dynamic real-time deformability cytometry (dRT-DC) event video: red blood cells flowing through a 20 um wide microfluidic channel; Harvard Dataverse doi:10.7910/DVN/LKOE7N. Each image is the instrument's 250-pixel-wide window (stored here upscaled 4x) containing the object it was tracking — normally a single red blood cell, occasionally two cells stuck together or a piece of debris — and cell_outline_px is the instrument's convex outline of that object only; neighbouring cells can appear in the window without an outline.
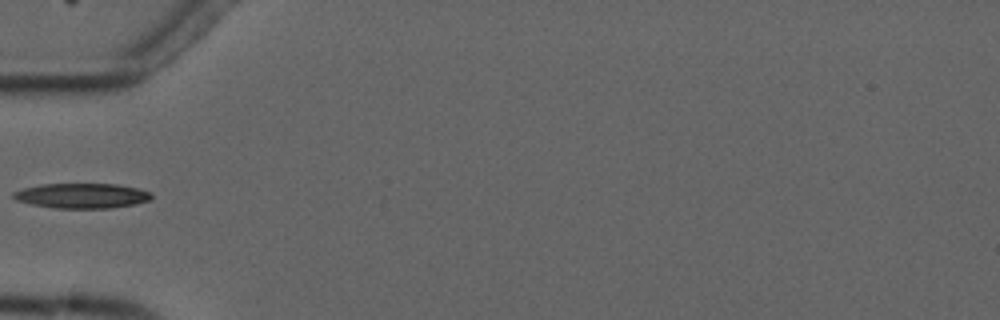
{"species": "common noctule bat (a hibernating species)", "species_latin": "Nyctalus noctula", "temperature_condition": "cold", "stored_images_in_passage": 5, "camera_frame_rate_fps": 3000, "um_per_image_px": 0.085, "animal": {"sex": "male", "forearm_length_mm": 52.5}, "frame": {"image": 1, "passage_image": 5, "time_ms": 5.333, "image_size_px": [1000, 320], "cell_outline_px": [[152, 196], [148, 200], [132, 204], [108, 208], [56, 208], [32, 204], [16, 200], [12, 196], [12, 192], [24, 188], [40, 184], [116, 184], [136, 188], [152, 192]], "centroid_in_image_um": [6.92, 16.63], "position_along_channel_um": 78.1, "area_um2": 19.88}}